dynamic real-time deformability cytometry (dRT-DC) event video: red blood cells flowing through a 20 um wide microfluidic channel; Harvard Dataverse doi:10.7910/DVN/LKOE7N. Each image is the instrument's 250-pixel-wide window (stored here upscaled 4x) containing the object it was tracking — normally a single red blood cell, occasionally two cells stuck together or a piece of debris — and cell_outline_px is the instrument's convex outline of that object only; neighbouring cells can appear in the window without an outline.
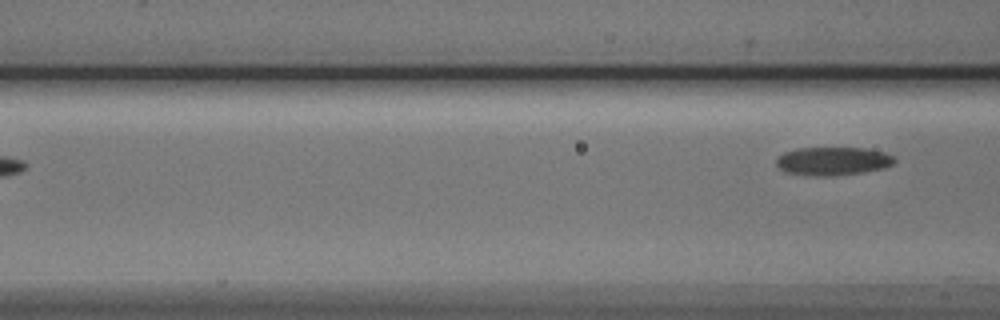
{"species": "Egyptian fruit bat (a non-hibernating species)", "species_latin": "Rousettus aegyptiacus", "temperature_condition": "cold", "stored_images_in_passage": 5, "camera_frame_rate_fps": 3000, "um_per_image_px": 0.085, "animal": {"sex": "male"}, "frame": {"image": 1, "passage_image": 5, "time_ms": 5.667, "image_size_px": [1000, 320], "cell_outline_px": [[896, 160], [892, 164], [884, 168], [864, 172], [832, 176], [812, 176], [784, 172], [776, 164], [776, 156], [784, 152], [796, 148], [864, 148], [884, 152], [896, 156]], "centroid_in_image_um": [70.78, 13.69], "position_along_channel_um": 95.8, "area_um2": 19.77}}